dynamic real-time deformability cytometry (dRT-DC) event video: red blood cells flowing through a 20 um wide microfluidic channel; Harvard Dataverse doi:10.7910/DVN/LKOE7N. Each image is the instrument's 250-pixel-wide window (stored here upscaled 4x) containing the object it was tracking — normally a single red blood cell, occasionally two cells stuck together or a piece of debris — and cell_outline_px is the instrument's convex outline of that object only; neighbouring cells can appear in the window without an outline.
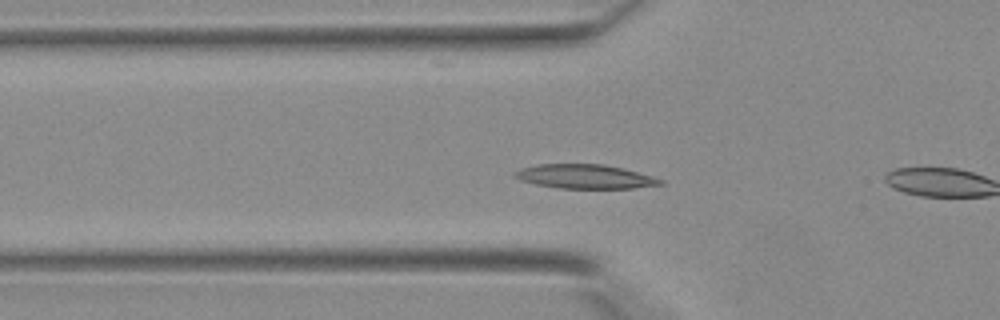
{"species": "Egyptian fruit bat (a non-hibernating species)", "species_latin": "Rousettus aegyptiacus", "temperature_condition": "warm", "stored_images_in_passage": 7, "camera_frame_rate_fps": 3000, "um_per_image_px": 0.085, "animal": {"sex": "female"}, "frame": {"image": 1, "passage_image": 6, "time_ms": 1.667, "image_size_px": [1000, 320], "cell_outline_px": [[664, 184], [632, 188], [560, 188], [536, 184], [520, 180], [512, 176], [520, 168], [536, 164], [604, 164], [652, 176], [664, 180]], "centroid_in_image_um": [49.69, 15.0], "position_along_channel_um": 76.1, "area_um2": 20.29}}